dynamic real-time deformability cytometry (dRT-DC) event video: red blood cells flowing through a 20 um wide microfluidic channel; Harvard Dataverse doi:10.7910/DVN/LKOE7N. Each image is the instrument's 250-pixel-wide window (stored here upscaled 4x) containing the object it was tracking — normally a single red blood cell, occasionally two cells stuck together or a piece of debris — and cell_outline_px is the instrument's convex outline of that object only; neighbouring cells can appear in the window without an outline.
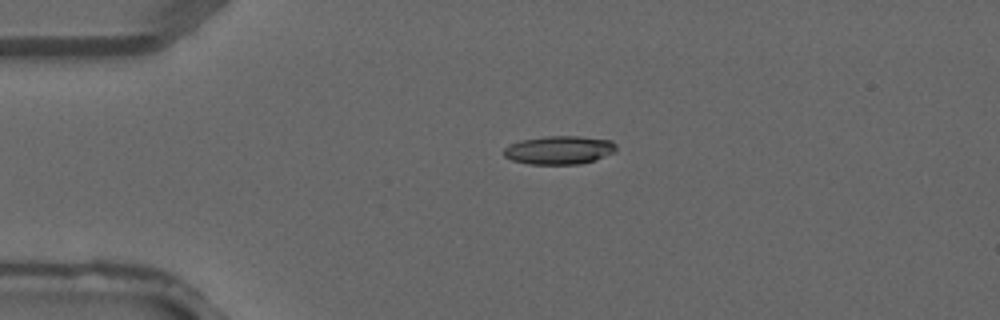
{"species": "common noctule bat (a hibernating species)", "species_latin": "Nyctalus noctula", "temperature_condition": "warm", "stored_images_in_passage": 3, "camera_frame_rate_fps": 3000, "um_per_image_px": 0.085, "animal": {"sex": "male", "forearm_length_mm": 52.5}, "frame": {"image": 1, "passage_image": 2, "time_ms": 0.333, "image_size_px": [1000, 320], "cell_outline_px": [[616, 152], [596, 160], [580, 164], [528, 164], [512, 160], [504, 156], [500, 152], [504, 148], [520, 140], [544, 136], [580, 136], [612, 140], [616, 144]], "centroid_in_image_um": [47.54, 12.75], "position_along_channel_um": 37.5, "area_um2": 18.9}}